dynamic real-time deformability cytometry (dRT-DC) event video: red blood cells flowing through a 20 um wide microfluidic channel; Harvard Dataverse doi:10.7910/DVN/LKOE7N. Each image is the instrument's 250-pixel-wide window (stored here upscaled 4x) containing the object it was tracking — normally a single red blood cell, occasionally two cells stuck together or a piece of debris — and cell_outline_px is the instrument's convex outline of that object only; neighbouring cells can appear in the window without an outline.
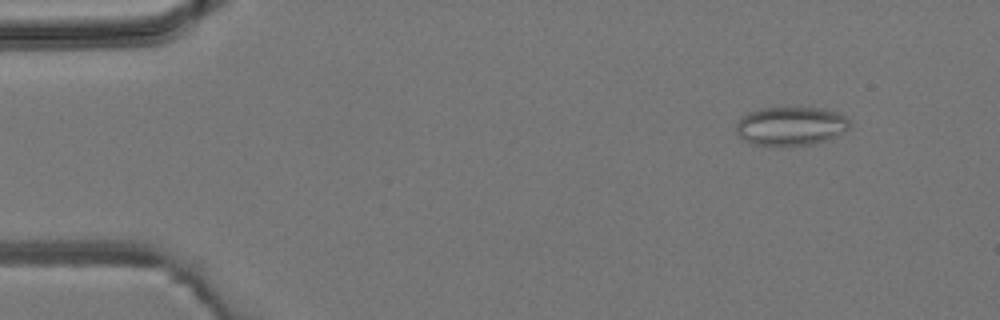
{"species": "common noctule bat (a hibernating species)", "species_latin": "Nyctalus noctula", "temperature_condition": "room temperature", "stored_images_in_passage": 4, "camera_frame_rate_fps": 3000, "um_per_image_px": 0.085, "animal": {"sex": "male", "body_mass_g": 19.2, "forearm_length_mm": 51.8}, "frame": {"image": 1, "passage_image": 1, "time_ms": 0.0, "image_size_px": [1000, 320], "cell_outline_px": [[852, 124], [844, 132], [836, 136], [812, 144], [788, 148], [752, 144], [744, 140], [736, 132], [736, 120], [748, 112], [760, 108], [820, 108], [836, 112], [844, 116]], "centroid_in_image_um": [67.18, 10.75], "position_along_channel_um": 17.8, "area_um2": 26.13}}